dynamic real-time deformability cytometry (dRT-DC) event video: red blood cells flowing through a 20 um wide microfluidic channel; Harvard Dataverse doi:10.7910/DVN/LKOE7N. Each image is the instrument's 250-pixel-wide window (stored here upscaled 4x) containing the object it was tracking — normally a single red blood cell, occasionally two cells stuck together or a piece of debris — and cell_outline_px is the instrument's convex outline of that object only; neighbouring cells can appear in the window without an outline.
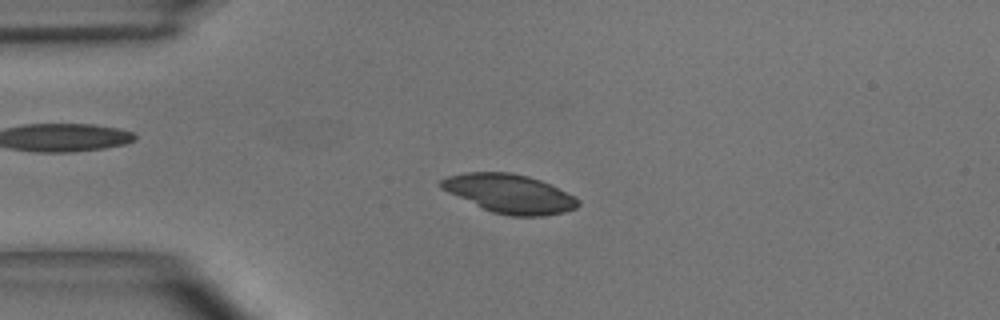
{"species": "common noctule bat (a hibernating species)", "species_latin": "Nyctalus noctula", "temperature_condition": "room temperature", "stored_images_in_passage": 49, "camera_frame_rate_fps": 3000, "um_per_image_px": 0.085, "animal": {"sex": "male", "body_mass_g": 15.6}, "frame": {"image": 1, "passage_image": 11, "time_ms": 3.333, "image_size_px": [1000, 320], "cell_outline_px": [[580, 204], [576, 208], [564, 212], [544, 216], [508, 216], [492, 212], [448, 192], [440, 188], [440, 180], [448, 176], [464, 172], [512, 172], [528, 176], [540, 180], [576, 196], [580, 200]], "centroid_in_image_um": [43.34, 16.46], "position_along_channel_um": 41.7, "area_um2": 30.98}}
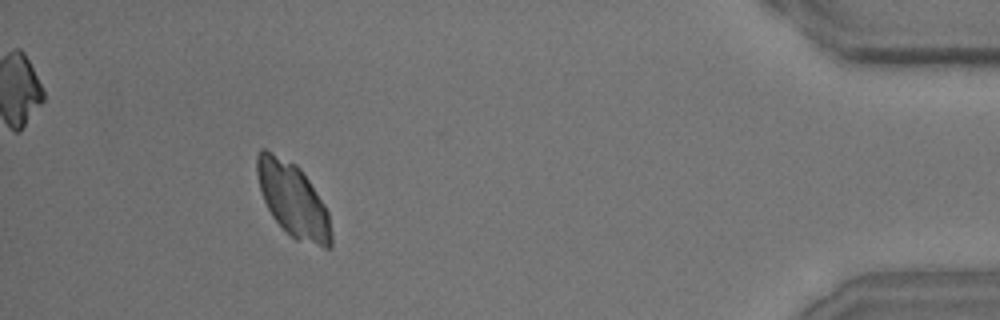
{"frame": {"image": 2, "passage_image": 45, "time_ms": 14.667, "image_size_px": [1000, 320], "cell_outline_px": [[332, 248], [324, 248], [296, 240], [272, 216], [264, 200], [260, 188], [256, 172], [256, 156], [260, 148], [264, 148], [296, 164], [300, 168], [324, 204], [328, 212], [332, 232]], "centroid_in_image_um": [24.91, 16.98], "position_along_channel_um": 410.3, "area_um2": 31.85}}